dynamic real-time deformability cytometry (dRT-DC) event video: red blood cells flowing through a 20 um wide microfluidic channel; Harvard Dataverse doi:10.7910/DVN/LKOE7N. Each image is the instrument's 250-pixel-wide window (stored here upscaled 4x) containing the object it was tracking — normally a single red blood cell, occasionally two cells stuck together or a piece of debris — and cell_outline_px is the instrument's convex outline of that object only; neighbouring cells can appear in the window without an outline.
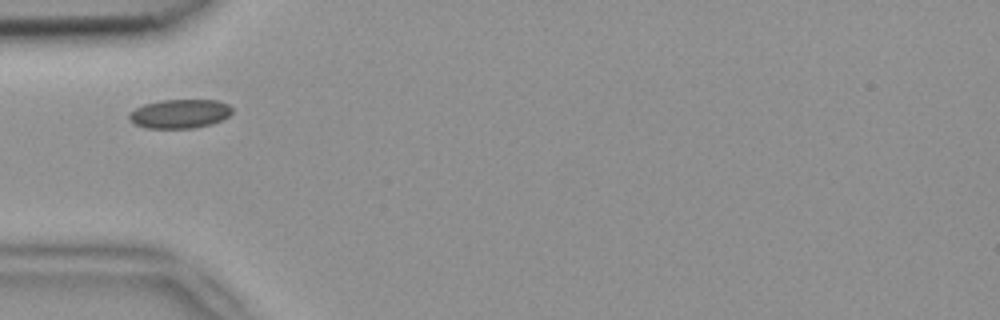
{"species": "common noctule bat (a hibernating species)", "species_latin": "Nyctalus noctula", "temperature_condition": "room temperature", "stored_images_in_passage": 6, "camera_frame_rate_fps": 3000, "um_per_image_px": 0.085, "animal": {"sex": "female", "body_mass_g": 18.4}, "frame": {"image": 1, "passage_image": 2, "time_ms": 0.333, "image_size_px": [1000, 320], "cell_outline_px": [[232, 112], [228, 116], [212, 124], [196, 128], [144, 128], [128, 120], [128, 112], [144, 104], [160, 100], [220, 100], [228, 104], [232, 108]], "centroid_in_image_um": [15.26, 9.67], "position_along_channel_um": 69.7, "area_um2": 17.57}}
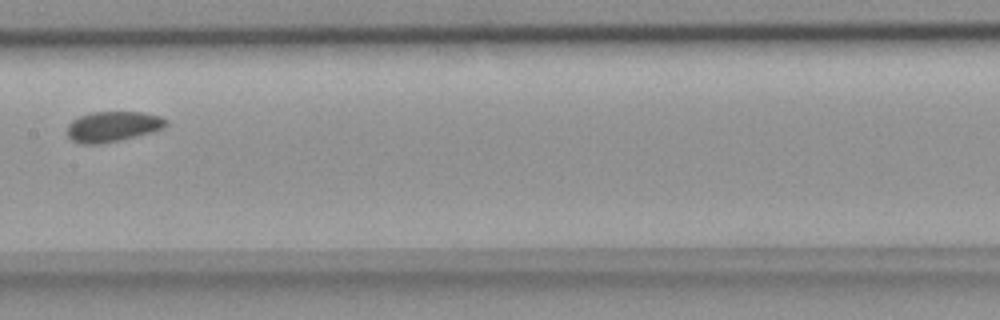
{"frame": {"image": 2, "passage_image": 5, "time_ms": 1.333, "image_size_px": [1000, 320], "cell_outline_px": [[168, 124], [164, 128], [152, 132], [120, 140], [100, 144], [80, 144], [72, 140], [68, 136], [68, 124], [72, 120], [80, 116], [92, 112], [140, 112], [160, 116], [168, 120]], "centroid_in_image_um": [9.6, 10.76], "position_along_channel_um": 197.8, "area_um2": 17.51}}
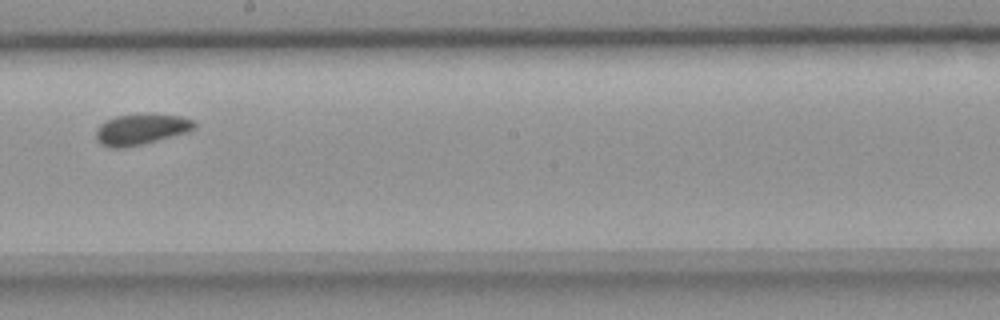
{"frame": {"image": 3, "passage_image": 6, "time_ms": 1.667, "image_size_px": [1000, 320], "cell_outline_px": [[196, 128], [188, 132], [124, 148], [112, 148], [100, 144], [96, 140], [96, 128], [104, 120], [116, 116], [144, 112], [180, 116], [192, 120], [196, 124]], "centroid_in_image_um": [11.96, 10.96], "position_along_channel_um": 236.2, "area_um2": 17.98}}